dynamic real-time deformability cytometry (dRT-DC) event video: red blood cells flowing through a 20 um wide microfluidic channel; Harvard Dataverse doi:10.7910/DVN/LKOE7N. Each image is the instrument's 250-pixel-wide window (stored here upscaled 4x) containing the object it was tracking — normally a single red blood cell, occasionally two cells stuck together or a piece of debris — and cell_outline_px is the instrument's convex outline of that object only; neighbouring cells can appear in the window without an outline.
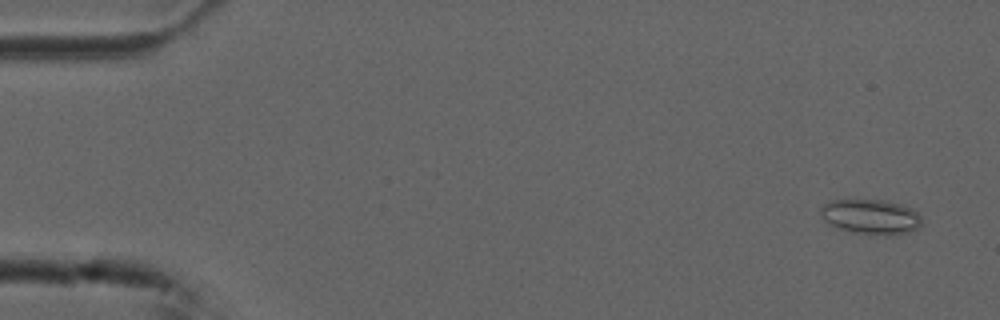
{"species": "common noctule bat (a hibernating species)", "species_latin": "Nyctalus noctula", "temperature_condition": "cold", "stored_images_in_passage": 55, "camera_frame_rate_fps": 3000, "um_per_image_px": 0.085, "animal": {"sex": "male", "forearm_length_mm": 52.5}, "frame": {"image": 1, "passage_image": 3, "time_ms": 0.667, "image_size_px": [1000, 320], "cell_outline_px": [[920, 224], [916, 228], [908, 232], [852, 232], [840, 228], [824, 220], [820, 212], [820, 208], [828, 200], [884, 200], [900, 204], [916, 212], [920, 216]], "centroid_in_image_um": [73.95, 18.36], "position_along_channel_um": 11.1, "area_um2": 19.48}}
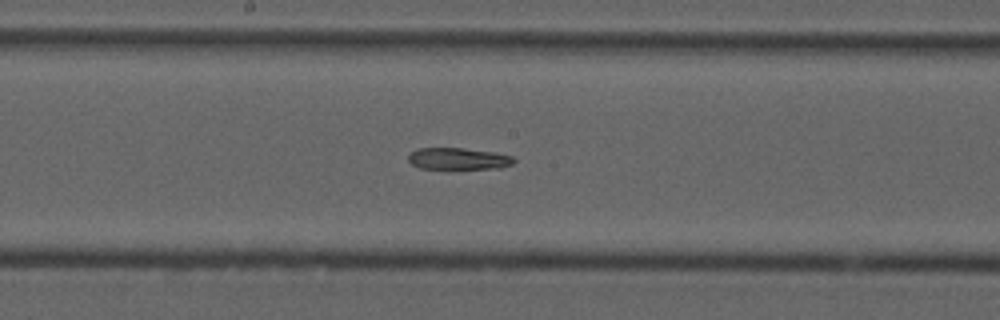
{"frame": {"image": 2, "passage_image": 29, "time_ms": 9.333, "image_size_px": [1000, 320], "cell_outline_px": [[516, 160], [512, 164], [500, 168], [420, 168], [412, 164], [408, 160], [408, 156], [416, 148], [464, 148], [496, 152], [512, 156]], "centroid_in_image_um": [38.97, 13.47], "position_along_channel_um": 209.2, "area_um2": 13.29}}
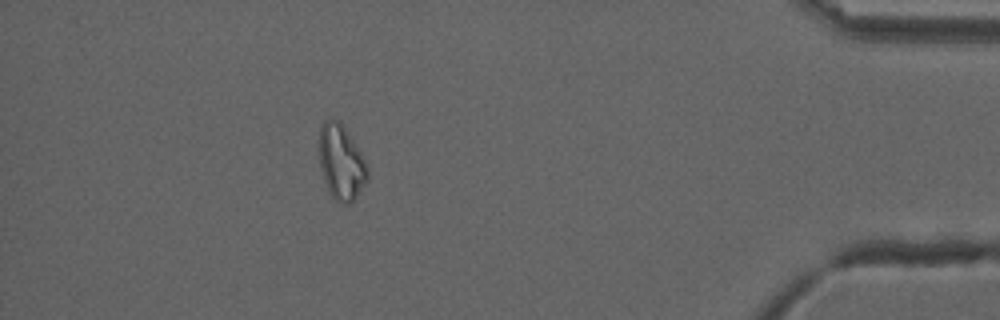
{"frame": {"image": 3, "passage_image": 49, "time_ms": 16.0, "image_size_px": [1000, 320], "cell_outline_px": [[368, 180], [356, 196], [348, 204], [340, 204], [328, 192], [320, 168], [320, 124], [324, 120], [340, 120], [352, 136], [368, 168]], "centroid_in_image_um": [29.0, 13.78], "position_along_channel_um": 406.2, "area_um2": 21.15}}